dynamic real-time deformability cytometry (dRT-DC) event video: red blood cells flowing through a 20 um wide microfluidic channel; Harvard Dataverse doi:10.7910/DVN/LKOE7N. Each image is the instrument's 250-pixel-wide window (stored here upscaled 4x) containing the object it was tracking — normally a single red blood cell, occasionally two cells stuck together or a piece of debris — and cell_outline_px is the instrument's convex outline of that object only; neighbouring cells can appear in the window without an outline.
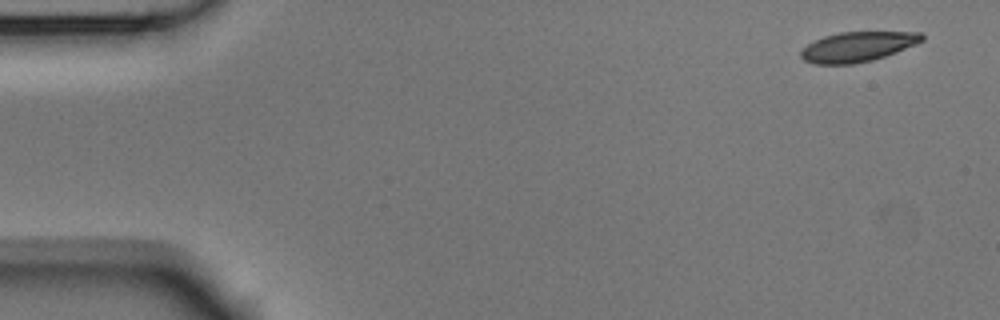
{"species": "Egyptian fruit bat (a non-hibernating species)", "species_latin": "Rousettus aegyptiacus", "temperature_condition": "room temperature", "stored_images_in_passage": 5, "camera_frame_rate_fps": 3000, "um_per_image_px": 0.085, "animal": {"sex": "male"}, "frame": {"image": 1, "passage_image": 1, "time_ms": 0.0, "image_size_px": [1000, 320], "cell_outline_px": [[924, 40], [916, 44], [896, 52], [872, 60], [852, 64], [816, 64], [804, 60], [800, 56], [800, 52], [808, 44], [824, 36], [840, 32], [920, 32], [924, 36]], "centroid_in_image_um": [72.9, 3.97], "position_along_channel_um": 12.1, "area_um2": 20.92}}
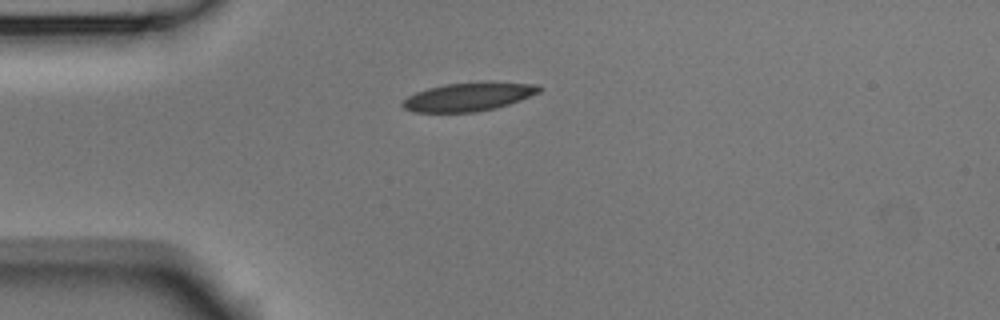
{"frame": {"image": 2, "passage_image": 4, "time_ms": 1.0, "image_size_px": [1000, 320], "cell_outline_px": [[544, 88], [540, 92], [520, 100], [496, 108], [476, 112], [412, 112], [404, 108], [400, 104], [408, 96], [416, 92], [428, 88], [444, 84], [540, 84]], "centroid_in_image_um": [39.77, 8.27], "position_along_channel_um": 45.2, "area_um2": 21.91}}
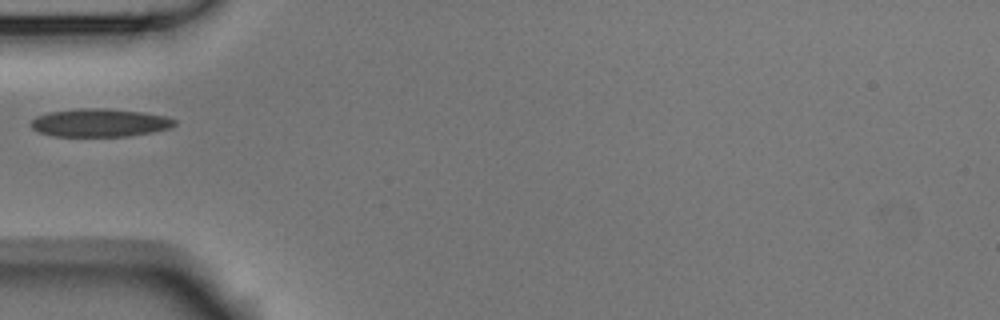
{"frame": {"image": 3, "passage_image": 5, "time_ms": 1.333, "image_size_px": [1000, 320], "cell_outline_px": [[176, 124], [168, 128], [152, 132], [128, 136], [56, 136], [40, 132], [32, 128], [28, 124], [36, 116], [48, 112], [80, 108], [104, 108], [144, 112], [168, 116], [176, 120]], "centroid_in_image_um": [8.48, 10.42], "position_along_channel_um": 76.5, "area_um2": 23.58}}